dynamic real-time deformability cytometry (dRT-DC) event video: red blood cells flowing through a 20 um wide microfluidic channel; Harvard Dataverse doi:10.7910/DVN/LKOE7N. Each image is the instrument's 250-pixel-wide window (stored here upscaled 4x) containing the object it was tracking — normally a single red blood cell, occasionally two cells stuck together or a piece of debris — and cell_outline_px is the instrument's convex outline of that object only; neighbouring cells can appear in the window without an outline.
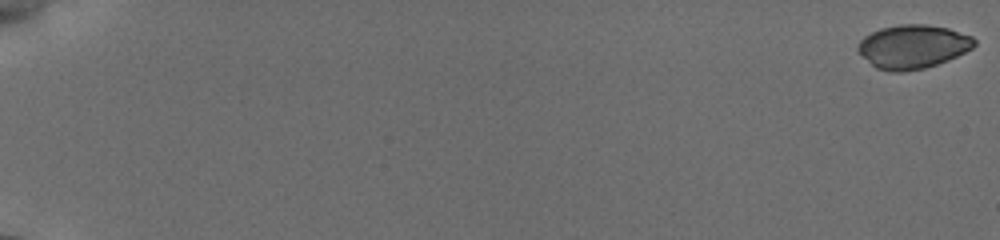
{"species": "common noctule bat (a hibernating species)", "species_latin": "Nyctalus noctula", "temperature_condition": "cold", "stored_images_in_passage": 14, "camera_frame_rate_fps": 3000, "um_per_image_px": 0.085, "animal": {"sex": "female", "body_mass_g": 19.5, "forearm_length_mm": 54.1}, "frame": {"image": 1, "passage_image": 1, "time_ms": 0.0, "image_size_px": [1000, 240], "cell_outline_px": [[976, 44], [972, 48], [956, 56], [936, 64], [924, 68], [904, 72], [892, 72], [876, 68], [856, 48], [860, 40], [864, 36], [880, 28], [900, 24], [924, 24], [948, 28], [972, 36], [976, 40]], "centroid_in_image_um": [77.59, 3.95], "position_along_channel_um": 7.4, "area_um2": 29.42}}